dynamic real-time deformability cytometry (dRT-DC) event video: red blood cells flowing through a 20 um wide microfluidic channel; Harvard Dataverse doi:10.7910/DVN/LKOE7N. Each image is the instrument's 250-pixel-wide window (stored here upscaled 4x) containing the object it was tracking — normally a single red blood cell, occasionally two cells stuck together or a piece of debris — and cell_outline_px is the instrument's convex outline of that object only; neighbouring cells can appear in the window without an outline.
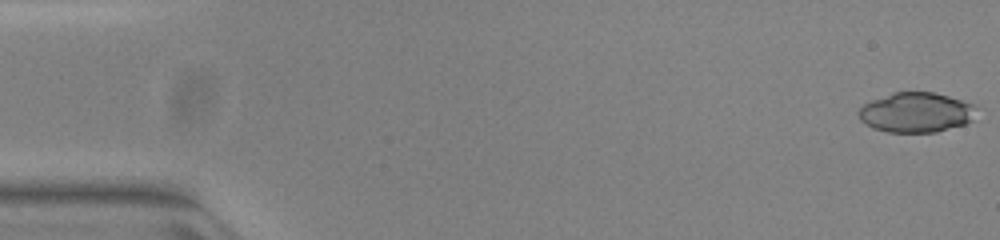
{"species": "common noctule bat (a hibernating species)", "species_latin": "Nyctalus noctula", "temperature_condition": "warm", "stored_images_in_passage": 23, "camera_frame_rate_fps": 3000, "um_per_image_px": 0.085, "animal": {"sex": "female", "body_mass_g": 23.0, "forearm_length_mm": 53.4}, "frame": {"image": 1, "passage_image": 1, "time_ms": 0.0, "image_size_px": [1000, 240], "cell_outline_px": [[976, 108], [972, 120], [964, 124], [936, 132], [888, 132], [872, 128], [860, 120], [856, 112], [864, 104], [872, 100], [892, 92], [932, 92], [948, 96], [972, 104]], "centroid_in_image_um": [77.82, 9.56], "position_along_channel_um": 7.2, "area_um2": 27.28}}
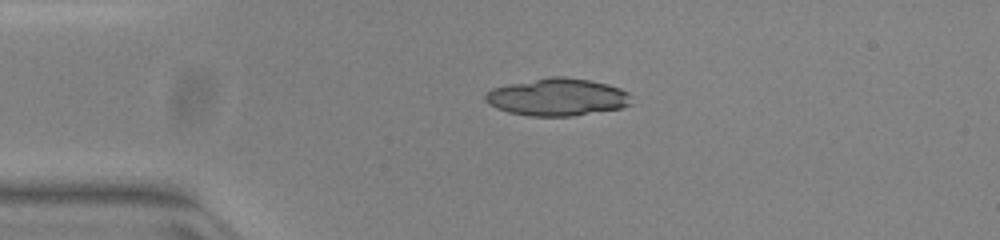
{"frame": {"image": 2, "passage_image": 12, "time_ms": 3.667, "image_size_px": [1000, 240], "cell_outline_px": [[632, 104], [620, 108], [572, 116], [528, 116], [508, 112], [496, 108], [488, 104], [484, 100], [484, 96], [492, 88], [508, 84], [548, 76], [564, 76], [588, 80], [608, 84], [620, 88], [628, 92], [632, 96]], "centroid_in_image_um": [47.37, 8.25], "position_along_channel_um": 37.6, "area_um2": 32.08}}